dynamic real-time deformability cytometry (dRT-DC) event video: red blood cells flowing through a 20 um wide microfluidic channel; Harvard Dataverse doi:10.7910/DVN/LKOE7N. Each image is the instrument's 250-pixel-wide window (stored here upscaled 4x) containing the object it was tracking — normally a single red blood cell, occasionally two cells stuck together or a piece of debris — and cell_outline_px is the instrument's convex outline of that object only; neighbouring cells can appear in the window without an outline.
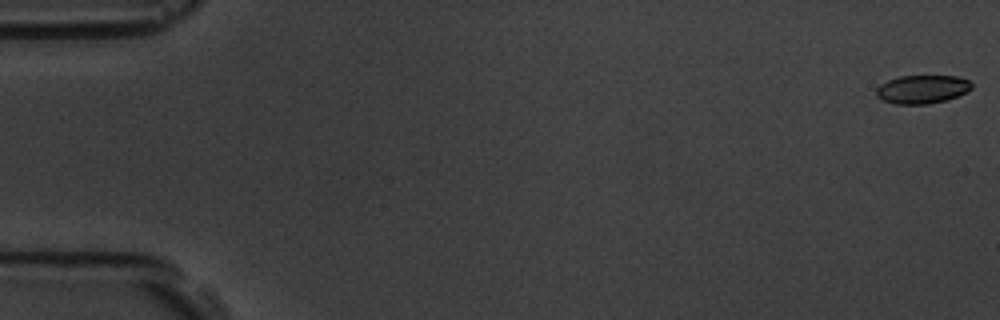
{"species": "common noctule bat (a hibernating species)", "species_latin": "Nyctalus noctula", "temperature_condition": "room temperature", "stored_images_in_passage": 8, "camera_frame_rate_fps": 3000, "um_per_image_px": 0.085, "animal": {"sex": "male", "body_mass_g": 19.5, "forearm_length_mm": 54.6}, "frame": {"image": 1, "passage_image": 1, "time_ms": 0.0, "image_size_px": [1000, 320], "cell_outline_px": [[972, 88], [968, 92], [944, 100], [928, 104], [896, 104], [880, 100], [876, 96], [876, 88], [880, 84], [888, 80], [900, 76], [956, 76], [968, 80], [972, 84]], "centroid_in_image_um": [78.36, 7.59], "position_along_channel_um": 6.6, "area_um2": 15.84}}
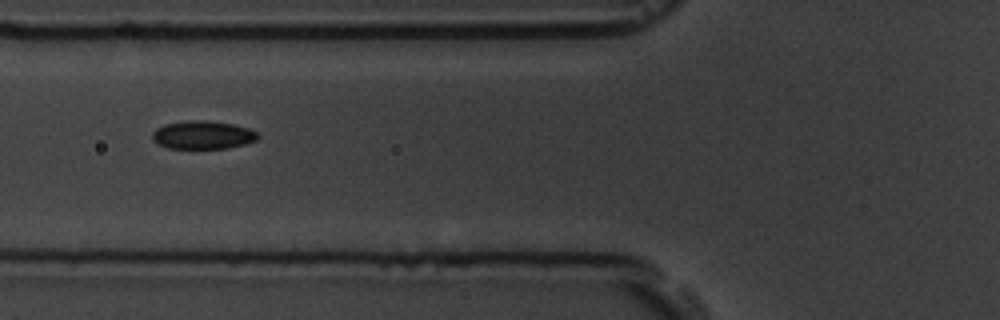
{"frame": {"image": 2, "passage_image": 7, "time_ms": 7.0, "image_size_px": [1000, 320], "cell_outline_px": [[260, 136], [256, 140], [244, 144], [228, 148], [168, 148], [156, 144], [152, 140], [152, 132], [156, 128], [164, 124], [188, 120], [204, 120], [232, 124], [248, 128], [256, 132]], "centroid_in_image_um": [17.19, 11.47], "position_along_channel_um": 108.6, "area_um2": 17.4}}
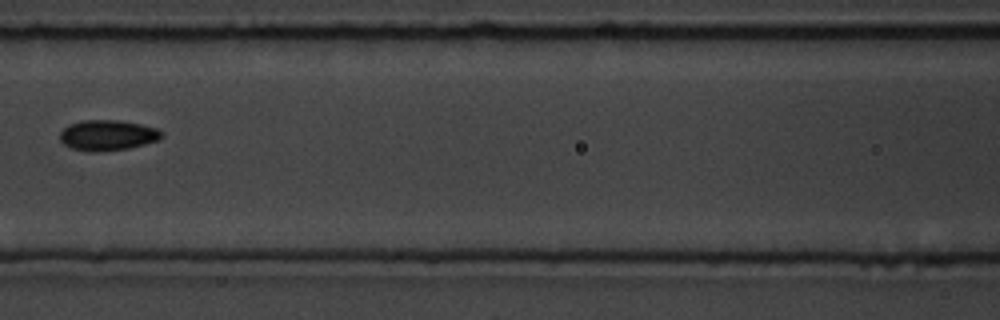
{"frame": {"image": 3, "passage_image": 8, "time_ms": 8.333, "image_size_px": [1000, 320], "cell_outline_px": [[164, 136], [160, 140], [128, 148], [92, 152], [72, 148], [64, 144], [60, 140], [60, 132], [68, 124], [80, 120], [120, 120], [140, 124], [156, 128], [164, 132]], "centroid_in_image_um": [9.16, 11.48], "position_along_channel_um": 157.4, "area_um2": 18.15}}